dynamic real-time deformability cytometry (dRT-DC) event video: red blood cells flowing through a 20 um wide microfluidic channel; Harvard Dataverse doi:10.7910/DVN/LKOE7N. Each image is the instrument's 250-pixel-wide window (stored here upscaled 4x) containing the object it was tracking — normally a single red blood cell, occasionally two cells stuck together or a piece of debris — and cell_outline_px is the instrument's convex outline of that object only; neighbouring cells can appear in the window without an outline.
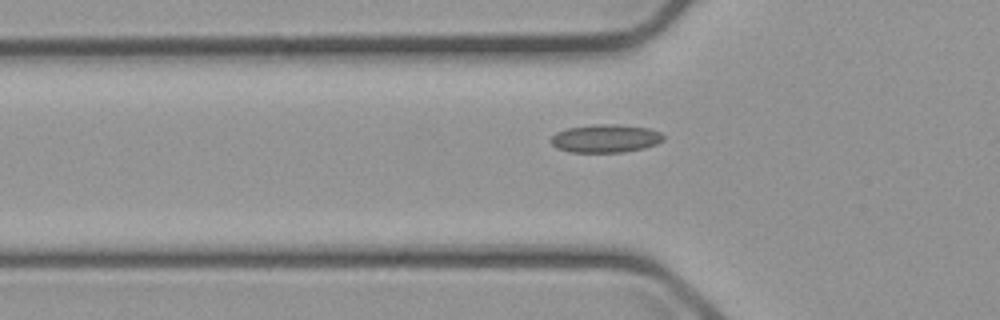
{"species": "common noctule bat (a hibernating species)", "species_latin": "Nyctalus noctula", "temperature_condition": "cold", "stored_images_in_passage": 35, "camera_frame_rate_fps": 3000, "um_per_image_px": 0.085, "animal": {"sex": "male", "body_mass_g": 23.1, "forearm_length_mm": 52.7}, "frame": {"image": 1, "passage_image": 11, "time_ms": 3.333, "image_size_px": [1000, 320], "cell_outline_px": [[664, 140], [656, 144], [644, 148], [624, 152], [572, 152], [556, 148], [552, 144], [552, 136], [556, 132], [568, 128], [596, 124], [616, 124], [648, 128], [660, 132], [664, 136]], "centroid_in_image_um": [51.49, 11.77], "position_along_channel_um": 74.3, "area_um2": 18.38}}
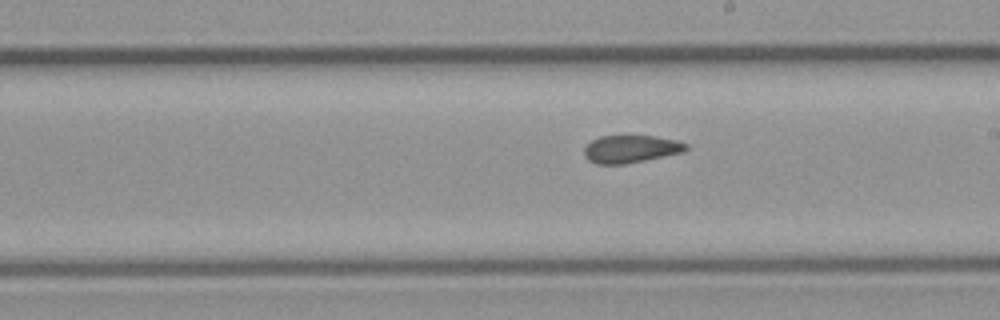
{"frame": {"image": 2, "passage_image": 24, "time_ms": 7.667, "image_size_px": [1000, 320], "cell_outline_px": [[688, 148], [684, 152], [624, 164], [596, 164], [588, 160], [584, 156], [584, 148], [592, 140], [600, 136], [652, 136], [676, 140], [688, 144]], "centroid_in_image_um": [53.61, 12.67], "position_along_channel_um": 235.4, "area_um2": 16.3}}
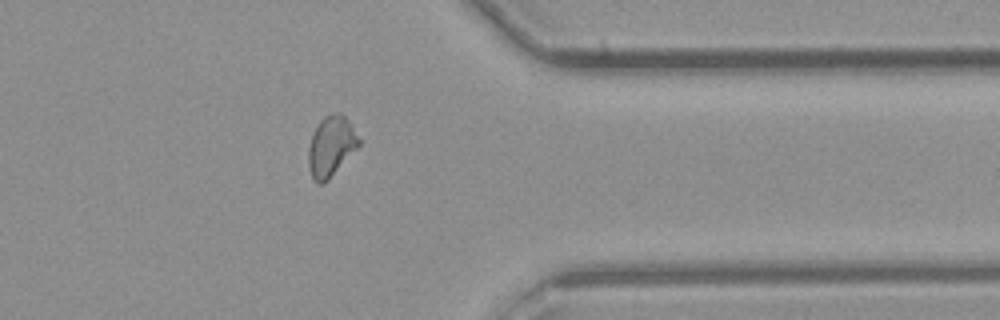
{"frame": {"image": 3, "passage_image": 34, "time_ms": 1678.667, "image_size_px": [1000, 320], "cell_outline_px": [[360, 144], [328, 180], [324, 184], [316, 184], [312, 176], [308, 164], [308, 148], [312, 136], [320, 120], [324, 116], [336, 112], [340, 112], [348, 120], [360, 140]], "centroid_in_image_um": [28.12, 12.44], "position_along_channel_um": 383.3, "area_um2": 17.46}}